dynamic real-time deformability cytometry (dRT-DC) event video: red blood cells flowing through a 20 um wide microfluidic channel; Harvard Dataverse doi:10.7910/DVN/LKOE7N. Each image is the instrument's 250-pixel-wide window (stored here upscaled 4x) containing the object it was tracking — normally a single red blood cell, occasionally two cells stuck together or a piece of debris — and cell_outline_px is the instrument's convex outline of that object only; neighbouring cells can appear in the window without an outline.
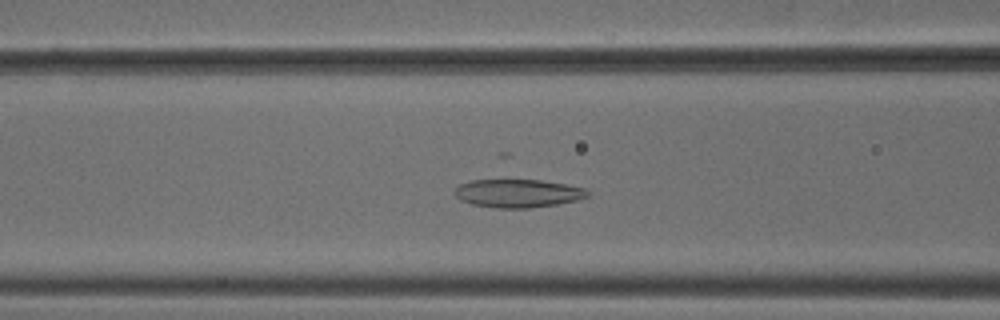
{"species": "common noctule bat (a hibernating species)", "species_latin": "Nyctalus noctula", "temperature_condition": "cold", "stored_images_in_passage": 51, "camera_frame_rate_fps": 3000, "um_per_image_px": 0.085, "animal": {"sex": "male", "body_mass_g": 18.8}, "frame": {"image": 1, "passage_image": 18, "time_ms": 5.667, "image_size_px": [1000, 320], "cell_outline_px": [[592, 192], [588, 196], [576, 200], [556, 204], [528, 208], [496, 208], [472, 204], [460, 200], [452, 192], [460, 184], [472, 180], [504, 176], [540, 180], [564, 184], [584, 188]], "centroid_in_image_um": [43.96, 16.38], "position_along_channel_um": 122.6, "area_um2": 22.77}}
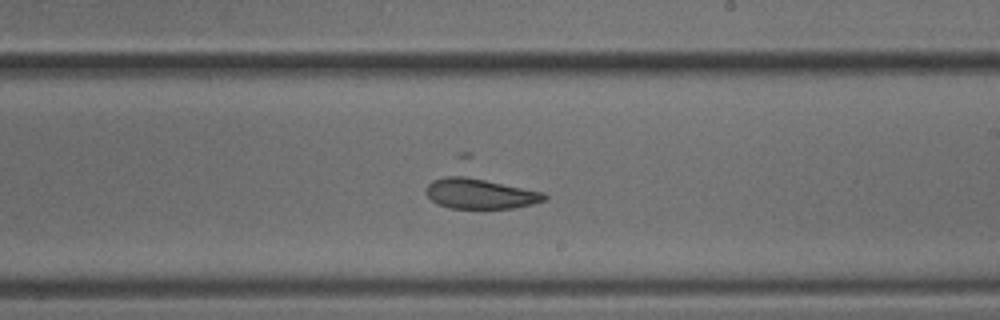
{"frame": {"image": 2, "passage_image": 28, "time_ms": 9.0, "image_size_px": [1000, 320], "cell_outline_px": [[548, 196], [544, 200], [532, 204], [516, 208], [452, 208], [436, 204], [424, 192], [428, 184], [432, 180], [456, 172], [544, 192]], "centroid_in_image_um": [40.77, 16.41], "position_along_channel_um": 248.2, "area_um2": 21.68}}
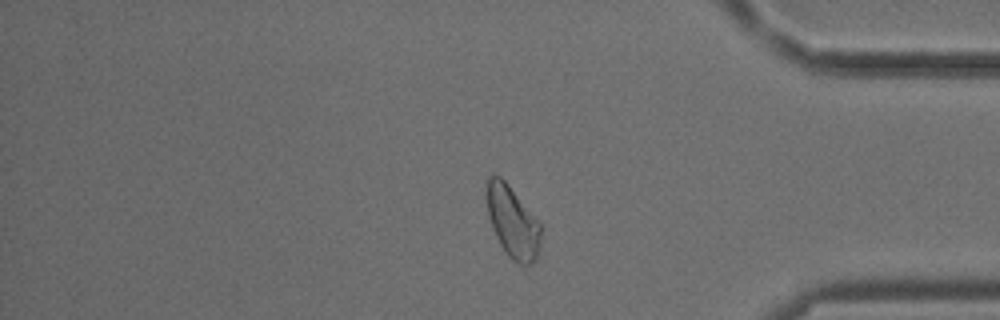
{"frame": {"image": 3, "passage_image": 41, "time_ms": 13.333, "image_size_px": [1000, 320], "cell_outline_px": [[540, 244], [536, 260], [528, 264], [516, 264], [508, 256], [500, 244], [492, 228], [488, 216], [488, 176], [500, 176], [508, 184], [540, 220]], "centroid_in_image_um": [43.6, 18.89], "position_along_channel_um": 391.6, "area_um2": 22.48}, "authors_computed_cell_mechanics": {"area_um2": 23.0044, "velocity_mm_per_s": 3.7693, "shape_relaxation_time_tau1_ms": null, "shape_relaxation_time_tau2_ms": 3.8553, "deformation_change_tau1": null, "deformation_change_tau2": 0.0963}}